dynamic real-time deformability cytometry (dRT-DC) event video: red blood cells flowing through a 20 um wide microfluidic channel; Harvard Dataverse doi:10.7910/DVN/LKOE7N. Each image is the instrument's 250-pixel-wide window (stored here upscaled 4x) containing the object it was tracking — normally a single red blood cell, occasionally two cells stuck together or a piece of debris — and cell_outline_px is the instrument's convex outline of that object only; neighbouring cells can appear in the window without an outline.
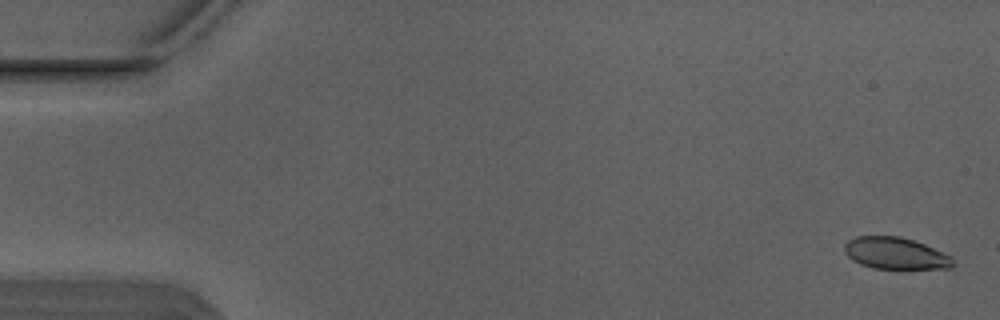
{"species": "Egyptian fruit bat (a non-hibernating species)", "species_latin": "Rousettus aegyptiacus", "temperature_condition": "warm", "stored_images_in_passage": 3, "camera_frame_rate_fps": 3000, "um_per_image_px": 0.085, "animal": {"sex": "male"}, "frame": {"image": 1, "passage_image": 1, "time_ms": 0.0, "image_size_px": [1000, 320], "cell_outline_px": [[956, 264], [952, 268], [876, 268], [860, 264], [852, 260], [844, 252], [844, 244], [848, 240], [856, 236], [900, 236], [924, 244], [952, 256]], "centroid_in_image_um": [76.12, 21.52], "position_along_channel_um": 8.9, "area_um2": 20.06}}